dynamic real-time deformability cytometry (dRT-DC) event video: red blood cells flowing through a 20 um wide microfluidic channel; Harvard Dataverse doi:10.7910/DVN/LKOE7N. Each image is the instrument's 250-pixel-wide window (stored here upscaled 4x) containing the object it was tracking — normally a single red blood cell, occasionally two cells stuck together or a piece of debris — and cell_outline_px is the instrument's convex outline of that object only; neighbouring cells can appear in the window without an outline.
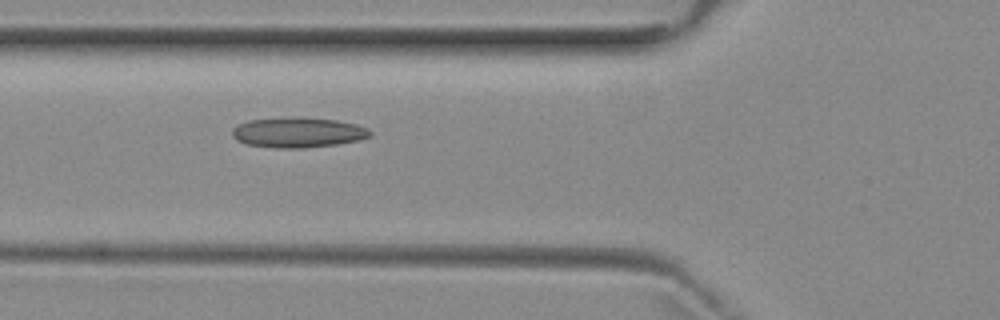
{"species": "common noctule bat (a hibernating species)", "species_latin": "Nyctalus noctula", "temperature_condition": "room temperature", "stored_images_in_passage": 7, "camera_frame_rate_fps": 3000, "um_per_image_px": 0.085, "animal": {"sex": "female", "body_mass_g": 29.2, "forearm_length_mm": 56.3}, "frame": {"image": 1, "passage_image": 6, "time_ms": 7.0, "image_size_px": [1000, 320], "cell_outline_px": [[372, 136], [356, 140], [336, 144], [304, 148], [276, 148], [248, 144], [236, 140], [232, 136], [232, 128], [236, 124], [248, 120], [336, 120], [356, 124], [368, 128], [372, 132]], "centroid_in_image_um": [25.32, 11.31], "position_along_channel_um": 100.5, "area_um2": 23.18}}
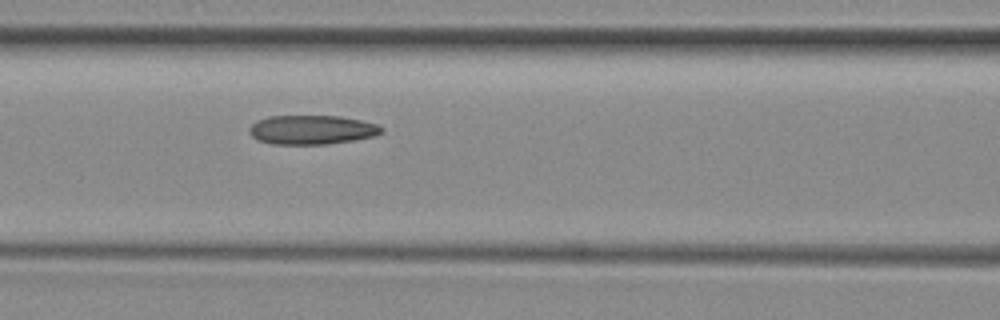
{"frame": {"image": 2, "passage_image": 7, "time_ms": 8.0, "image_size_px": [1000, 320], "cell_outline_px": [[384, 132], [372, 136], [352, 140], [324, 144], [272, 144], [256, 140], [252, 136], [248, 128], [256, 120], [268, 116], [340, 116], [360, 120], [376, 124], [384, 128]], "centroid_in_image_um": [26.46, 11.02], "position_along_channel_um": 140.1, "area_um2": 22.43}}